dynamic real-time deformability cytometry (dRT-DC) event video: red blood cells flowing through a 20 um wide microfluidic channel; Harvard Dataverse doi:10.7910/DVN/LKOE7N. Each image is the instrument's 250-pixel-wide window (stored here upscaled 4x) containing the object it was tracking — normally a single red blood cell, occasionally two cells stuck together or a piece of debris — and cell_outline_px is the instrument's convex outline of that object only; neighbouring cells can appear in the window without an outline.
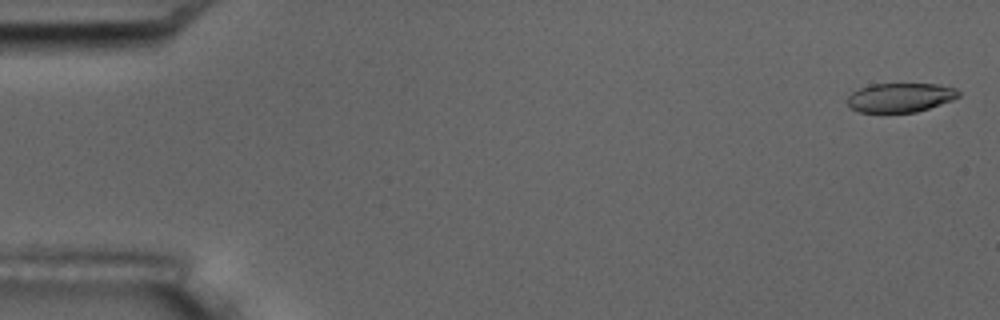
{"species": "common noctule bat (a hibernating species)", "species_latin": "Nyctalus noctula", "temperature_condition": "room temperature", "stored_images_in_passage": 5, "camera_frame_rate_fps": 3000, "um_per_image_px": 0.085, "animal": {"sex": "male", "body_mass_g": 17.5, "forearm_length_mm": 52.3}, "frame": {"image": 1, "passage_image": 1, "time_ms": 0.0, "image_size_px": [1000, 320], "cell_outline_px": [[960, 96], [952, 100], [916, 112], [860, 112], [852, 108], [848, 104], [848, 96], [852, 92], [860, 88], [872, 84], [936, 84], [956, 88], [960, 92]], "centroid_in_image_um": [76.54, 8.28], "position_along_channel_um": 8.5, "area_um2": 18.73}}
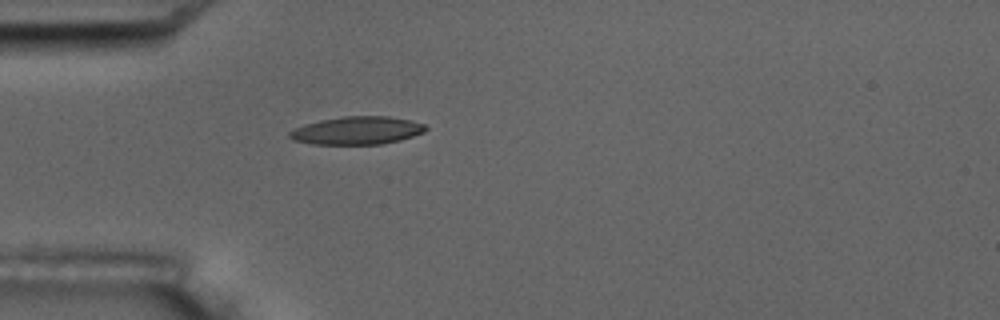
{"frame": {"image": 2, "passage_image": 5, "time_ms": 5.0, "image_size_px": [1000, 320], "cell_outline_px": [[428, 128], [424, 132], [400, 140], [380, 144], [312, 144], [292, 140], [288, 136], [288, 132], [304, 124], [320, 120], [344, 116], [388, 116], [412, 120], [424, 124]], "centroid_in_image_um": [30.34, 11.09], "position_along_channel_um": 54.7, "area_um2": 22.2}}